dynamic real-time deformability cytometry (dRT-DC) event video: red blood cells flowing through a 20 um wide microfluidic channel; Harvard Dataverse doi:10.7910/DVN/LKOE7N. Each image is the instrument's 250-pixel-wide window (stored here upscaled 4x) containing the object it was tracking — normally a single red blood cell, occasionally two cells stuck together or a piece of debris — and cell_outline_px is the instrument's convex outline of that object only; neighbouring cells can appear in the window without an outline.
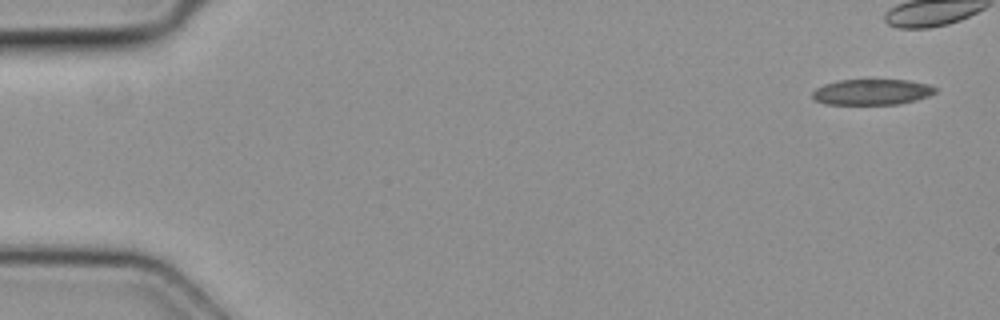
{"species": "common noctule bat (a hibernating species)", "species_latin": "Nyctalus noctula", "temperature_condition": "cold", "stored_images_in_passage": 4, "camera_frame_rate_fps": 3000, "um_per_image_px": 0.085, "animal": {"sex": "female", "body_mass_g": 19.3, "forearm_length_mm": 54.1}, "frame": {"image": 1, "passage_image": 1, "time_ms": 0.0, "image_size_px": [1000, 320], "cell_outline_px": [[936, 92], [928, 96], [916, 100], [896, 104], [824, 104], [816, 100], [812, 96], [812, 92], [816, 88], [824, 84], [840, 80], [908, 80], [928, 84], [936, 88]], "centroid_in_image_um": [74.11, 7.82], "position_along_channel_um": 10.9, "area_um2": 18.32}}